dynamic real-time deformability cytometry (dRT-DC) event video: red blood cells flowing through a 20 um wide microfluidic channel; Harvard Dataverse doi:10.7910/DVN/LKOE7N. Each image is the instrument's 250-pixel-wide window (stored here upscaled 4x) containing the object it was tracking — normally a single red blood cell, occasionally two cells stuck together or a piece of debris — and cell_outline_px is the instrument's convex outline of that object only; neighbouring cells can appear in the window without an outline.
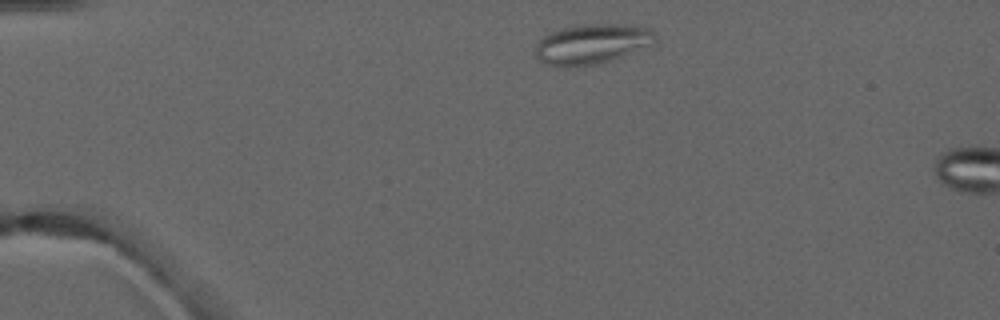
{"species": "common noctule bat (a hibernating species)", "species_latin": "Nyctalus noctula", "temperature_condition": "warm", "stored_images_in_passage": 2, "camera_frame_rate_fps": 3000, "um_per_image_px": 0.085, "animal": {"sex": "male", "forearm_length_mm": 52.5}, "frame": {"image": 1, "passage_image": 1, "time_ms": 0.0, "image_size_px": [1000, 320], "cell_outline_px": [[656, 40], [652, 44], [612, 60], [596, 64], [544, 64], [536, 56], [536, 44], [548, 32], [564, 28], [584, 24], [628, 24], [652, 28], [656, 36]], "centroid_in_image_um": [50.37, 3.69], "position_along_channel_um": 34.6, "area_um2": 27.34}}